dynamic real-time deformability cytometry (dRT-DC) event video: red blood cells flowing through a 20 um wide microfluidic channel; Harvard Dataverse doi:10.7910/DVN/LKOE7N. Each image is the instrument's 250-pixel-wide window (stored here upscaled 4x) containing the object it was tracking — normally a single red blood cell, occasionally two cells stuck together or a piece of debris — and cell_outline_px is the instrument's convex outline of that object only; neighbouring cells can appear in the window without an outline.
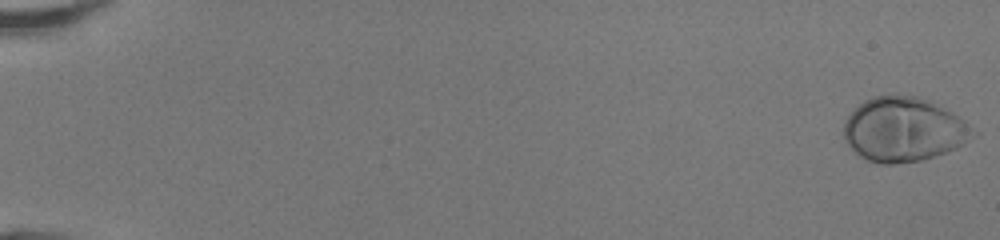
{"species": "human", "species_latin": "Homo sapiens", "temperature_condition": "room temperature", "stored_images_in_passage": 49, "camera_frame_rate_fps": 3000, "um_per_image_px": 0.085, "donor": {"sex": "female"}, "frame": {"image": 1, "passage_image": 1, "time_ms": 0.0, "image_size_px": [1000, 240], "cell_outline_px": [[980, 132], [976, 136], [964, 144], [956, 148], [920, 160], [892, 164], [880, 164], [868, 160], [860, 156], [844, 140], [844, 120], [864, 100], [872, 96], [916, 96], [932, 100], [940, 104], [964, 120]], "centroid_in_image_um": [76.86, 11.0], "position_along_channel_um": 8.1, "area_um2": 48.49}}
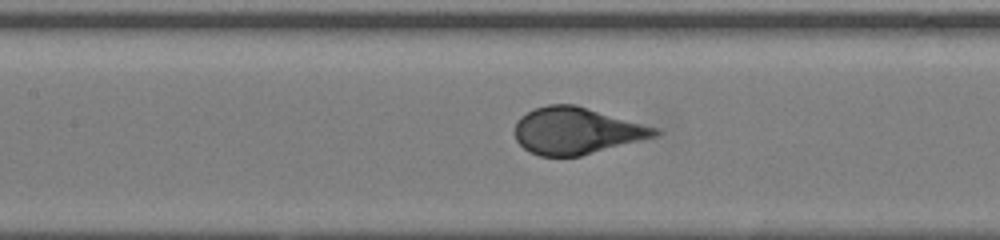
{"frame": {"image": 2, "passage_image": 25, "time_ms": 8.0, "image_size_px": [1000, 240], "cell_outline_px": [[664, 132], [660, 136], [580, 156], [540, 156], [528, 152], [516, 140], [512, 132], [516, 120], [520, 116], [536, 108], [548, 104], [576, 104], [660, 128]], "centroid_in_image_um": [49.03, 11.12], "position_along_channel_um": 158.4, "area_um2": 38.9}}
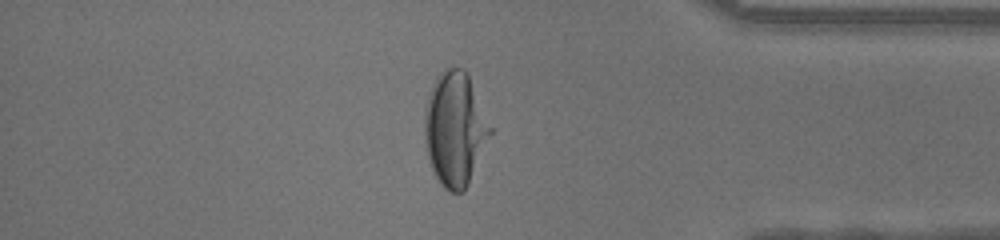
{"frame": {"image": 3, "passage_image": 43, "time_ms": 14.0, "image_size_px": [1000, 240], "cell_outline_px": [[492, 132], [468, 184], [464, 192], [452, 192], [444, 188], [440, 184], [428, 160], [424, 140], [424, 112], [428, 92], [436, 76], [444, 68], [464, 68], [468, 76], [492, 128]], "centroid_in_image_um": [38.64, 10.96], "position_along_channel_um": 396.6, "area_um2": 43.52}}